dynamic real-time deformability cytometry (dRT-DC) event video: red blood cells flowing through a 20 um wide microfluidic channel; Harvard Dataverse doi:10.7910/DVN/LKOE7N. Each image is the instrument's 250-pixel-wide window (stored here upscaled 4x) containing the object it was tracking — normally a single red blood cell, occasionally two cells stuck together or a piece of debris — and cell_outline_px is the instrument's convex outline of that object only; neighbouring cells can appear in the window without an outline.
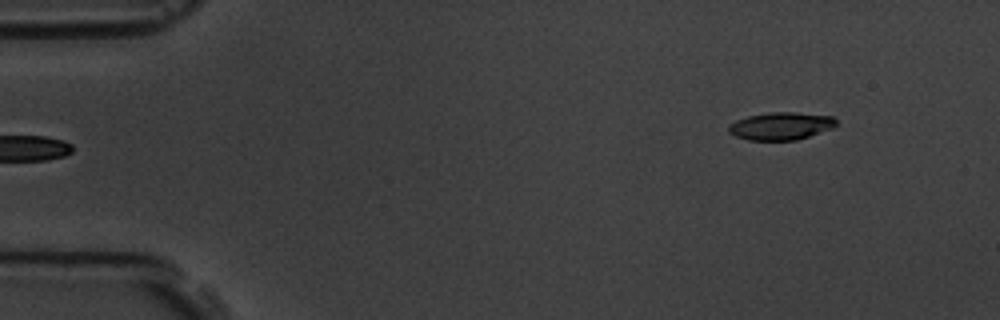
{"species": "common noctule bat (a hibernating species)", "species_latin": "Nyctalus noctula", "temperature_condition": "room temperature", "stored_images_in_passage": 6, "segment_of_instrument_passage": [2, 2], "camera_frame_rate_fps": 3000, "um_per_image_px": 0.085, "animal": {"sex": "male", "body_mass_g": 19.5, "forearm_length_mm": 54.6}, "frame": {"image": 1, "passage_image": 6, "time_ms": 6.0, "image_size_px": [1000, 320], "cell_outline_px": [[836, 128], [796, 140], [748, 140], [736, 136], [728, 132], [728, 128], [736, 120], [748, 116], [768, 112], [796, 112], [832, 116], [836, 120]], "centroid_in_image_um": [66.42, 10.71], "position_along_channel_um": 18.6, "area_um2": 17.4}}